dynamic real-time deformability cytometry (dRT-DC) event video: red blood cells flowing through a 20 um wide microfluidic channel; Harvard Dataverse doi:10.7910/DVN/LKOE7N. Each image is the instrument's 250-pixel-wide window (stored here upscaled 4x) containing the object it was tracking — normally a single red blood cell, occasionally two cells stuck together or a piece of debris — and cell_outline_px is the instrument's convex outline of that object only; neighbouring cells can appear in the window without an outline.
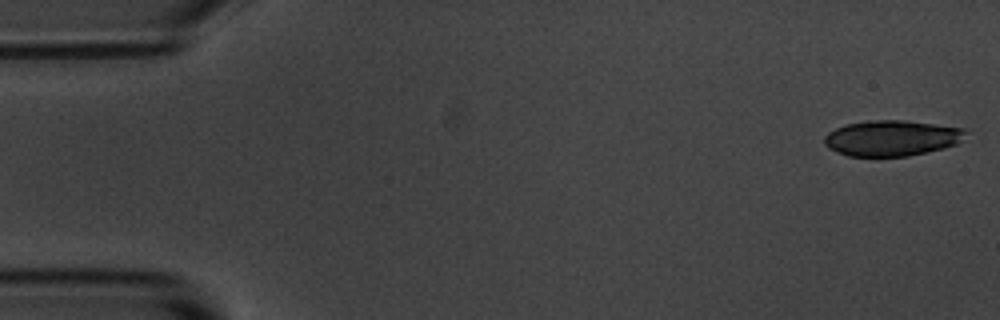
{"species": "common noctule bat (a hibernating species)", "species_latin": "Nyctalus noctula", "temperature_condition": "room temperature", "stored_images_in_passage": 5, "camera_frame_rate_fps": 3000, "um_per_image_px": 0.085, "animal": {"sex": "male", "body_mass_g": 20.1, "forearm_length_mm": 53.5}, "frame": {"image": 1, "passage_image": 1, "time_ms": 0.0, "image_size_px": [1000, 320], "cell_outline_px": [[968, 132], [956, 144], [944, 148], [908, 156], [848, 156], [836, 152], [828, 148], [824, 144], [824, 136], [828, 132], [844, 124], [872, 120], [904, 120], [964, 128]], "centroid_in_image_um": [75.76, 11.73], "position_along_channel_um": 9.2, "area_um2": 29.42}}